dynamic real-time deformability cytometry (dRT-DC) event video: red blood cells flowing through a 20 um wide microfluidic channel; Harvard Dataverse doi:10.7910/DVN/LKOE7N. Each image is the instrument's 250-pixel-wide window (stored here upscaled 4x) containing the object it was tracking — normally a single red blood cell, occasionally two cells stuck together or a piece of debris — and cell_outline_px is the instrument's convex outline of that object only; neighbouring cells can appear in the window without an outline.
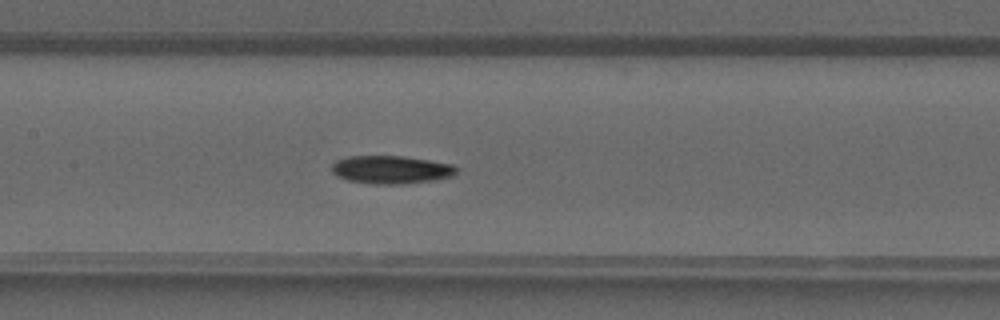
{"species": "common noctule bat (a hibernating species)", "species_latin": "Nyctalus noctula", "temperature_condition": "warm", "stored_images_in_passage": 41, "camera_frame_rate_fps": 3000, "um_per_image_px": 0.085, "animal": {"sex": "male", "forearm_length_mm": 52.5}, "frame": {"image": 1, "passage_image": 19, "time_ms": 6.0, "image_size_px": [1000, 320], "cell_outline_px": [[460, 168], [452, 176], [436, 180], [400, 184], [372, 184], [348, 180], [336, 176], [332, 172], [332, 164], [336, 160], [348, 156], [404, 156], [452, 164]], "centroid_in_image_um": [33.25, 14.42], "position_along_channel_um": 174.2, "area_um2": 20.52}}
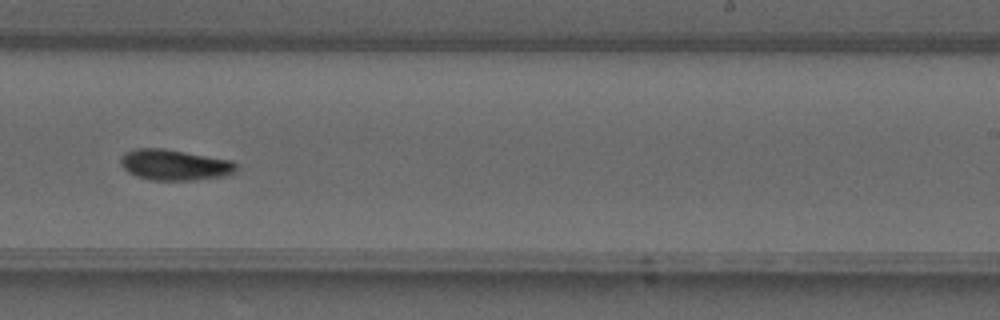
{"frame": {"image": 2, "passage_image": 25, "time_ms": 8.0, "image_size_px": [1000, 320], "cell_outline_px": [[240, 168], [224, 176], [192, 180], [152, 180], [136, 176], [128, 172], [120, 164], [120, 156], [124, 152], [136, 148], [164, 148], [232, 160]], "centroid_in_image_um": [14.81, 14.0], "position_along_channel_um": 274.2, "area_um2": 20.87}}
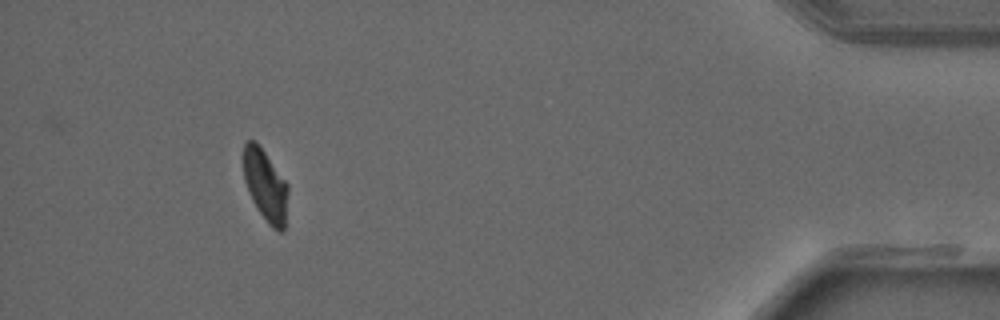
{"frame": {"image": 3, "passage_image": 37, "time_ms": 12.0, "image_size_px": [1000, 320], "cell_outline_px": [[288, 192], [284, 232], [280, 232], [272, 228], [268, 224], [252, 200], [244, 180], [244, 144], [248, 140], [256, 140], [288, 184]], "centroid_in_image_um": [22.57, 15.77], "position_along_channel_um": 412.6, "area_um2": 18.5}}